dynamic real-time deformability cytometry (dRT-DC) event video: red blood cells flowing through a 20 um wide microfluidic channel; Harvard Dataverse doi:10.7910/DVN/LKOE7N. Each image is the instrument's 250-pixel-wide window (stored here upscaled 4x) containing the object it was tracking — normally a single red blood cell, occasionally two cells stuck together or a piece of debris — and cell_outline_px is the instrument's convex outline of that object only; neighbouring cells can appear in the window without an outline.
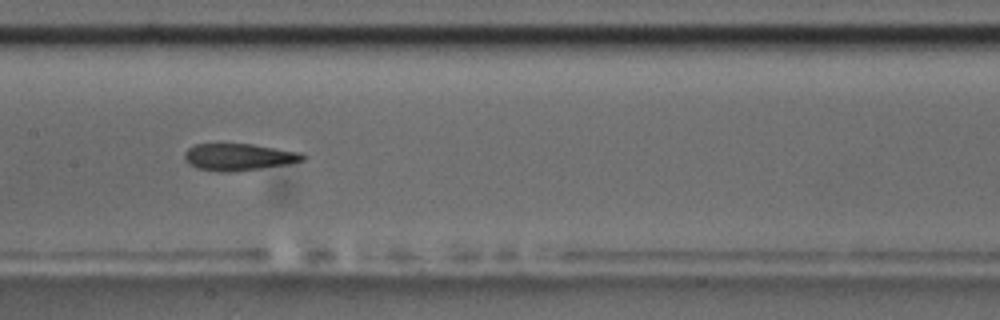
{"species": "common noctule bat (a hibernating species)", "species_latin": "Nyctalus noctula", "temperature_condition": "room temperature", "stored_images_in_passage": 39, "camera_frame_rate_fps": 3000, "um_per_image_px": 0.085, "animal": {"sex": "male", "body_mass_g": 17.5, "forearm_length_mm": 52.3}, "frame": {"image": 1, "passage_image": 12, "time_ms": 3.667, "image_size_px": [1000, 320], "cell_outline_px": [[308, 156], [304, 160], [288, 164], [260, 168], [228, 172], [220, 172], [196, 168], [188, 164], [184, 156], [184, 152], [188, 148], [196, 144], [252, 144], [300, 152]], "centroid_in_image_um": [20.29, 13.34], "position_along_channel_um": 187.1, "area_um2": 18.55}, "authors_computed_cell_mechanics": {"area_um2": 19.5942, "velocity_mm_per_s": 3.7214, "shape_relaxation_time_tau1_ms": 6.9343, "shape_relaxation_time_tau2_ms": 3.0714, "deformation_change_tau1": 0.2066, "deformation_change_tau2": 0.1256}}